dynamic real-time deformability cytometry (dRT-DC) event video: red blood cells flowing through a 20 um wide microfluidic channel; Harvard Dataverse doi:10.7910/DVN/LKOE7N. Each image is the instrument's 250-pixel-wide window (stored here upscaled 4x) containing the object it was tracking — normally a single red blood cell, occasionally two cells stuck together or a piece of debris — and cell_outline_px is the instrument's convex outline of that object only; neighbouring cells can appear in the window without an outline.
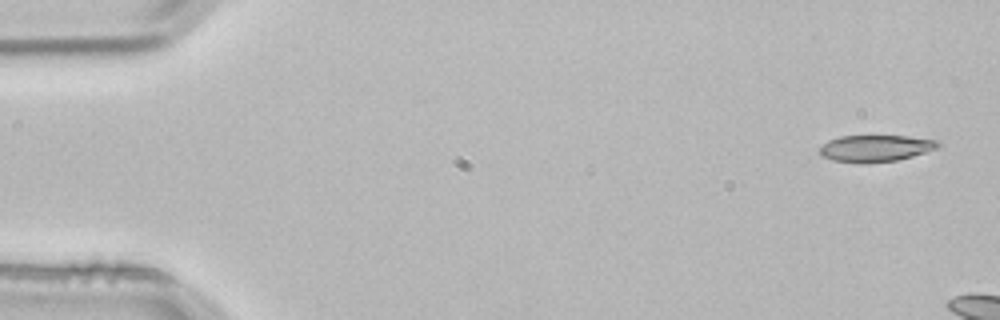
{"species": "common noctule bat (a hibernating species)", "species_latin": "Nyctalus noctula", "temperature_condition": "room temperature", "stored_images_in_passage": 5, "camera_frame_rate_fps": 3000, "um_per_image_px": 0.085, "animal": {"sex": "male", "body_mass_g": 21.5, "forearm_length_mm": 52.0}, "frame": {"image": 1, "passage_image": 1, "time_ms": 0.0, "image_size_px": [1000, 320], "cell_outline_px": [[940, 144], [936, 148], [912, 156], [896, 160], [868, 164], [864, 164], [832, 160], [824, 156], [820, 152], [820, 144], [828, 140], [840, 136], [908, 136], [936, 140]], "centroid_in_image_um": [74.37, 12.61], "position_along_channel_um": 10.6, "area_um2": 18.38}}